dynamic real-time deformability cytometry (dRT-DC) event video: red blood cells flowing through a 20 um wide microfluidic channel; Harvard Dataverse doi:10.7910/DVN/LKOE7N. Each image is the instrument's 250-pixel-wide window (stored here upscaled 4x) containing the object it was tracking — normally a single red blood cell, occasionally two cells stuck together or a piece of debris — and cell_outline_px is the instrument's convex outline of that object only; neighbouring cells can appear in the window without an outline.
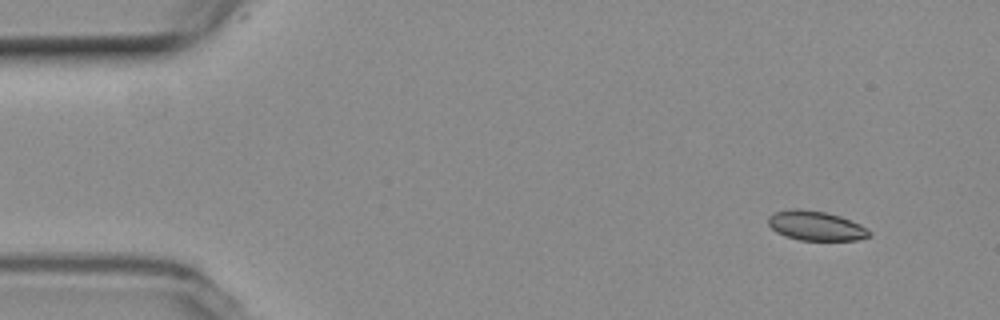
{"species": "common noctule bat (a hibernating species)", "species_latin": "Nyctalus noctula", "temperature_condition": "room temperature", "stored_images_in_passage": 4, "camera_frame_rate_fps": 3000, "um_per_image_px": 0.085, "animal": {"sex": "female", "body_mass_g": 19.3, "forearm_length_mm": 54.1}, "frame": {"image": 1, "passage_image": 1, "time_ms": 0.0, "image_size_px": [1000, 320], "cell_outline_px": [[872, 236], [856, 240], [800, 240], [784, 236], [776, 232], [768, 224], [768, 216], [776, 212], [792, 208], [800, 208], [824, 212], [840, 216], [860, 224], [872, 232]], "centroid_in_image_um": [69.35, 19.19], "position_along_channel_um": 15.7, "area_um2": 17.46}}
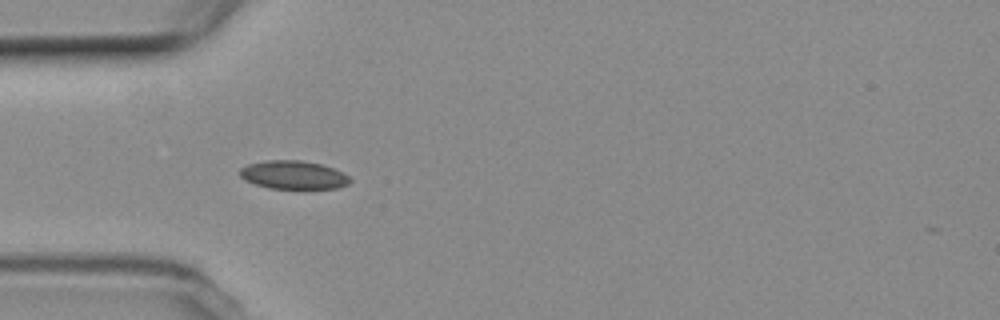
{"frame": {"image": 2, "passage_image": 4, "time_ms": 4.0, "image_size_px": [1000, 320], "cell_outline_px": [[352, 180], [348, 184], [336, 188], [304, 192], [268, 188], [244, 180], [240, 176], [240, 168], [248, 164], [264, 160], [300, 160], [320, 164], [344, 172]], "centroid_in_image_um": [24.97, 14.92], "position_along_channel_um": 60.0, "area_um2": 19.13}}